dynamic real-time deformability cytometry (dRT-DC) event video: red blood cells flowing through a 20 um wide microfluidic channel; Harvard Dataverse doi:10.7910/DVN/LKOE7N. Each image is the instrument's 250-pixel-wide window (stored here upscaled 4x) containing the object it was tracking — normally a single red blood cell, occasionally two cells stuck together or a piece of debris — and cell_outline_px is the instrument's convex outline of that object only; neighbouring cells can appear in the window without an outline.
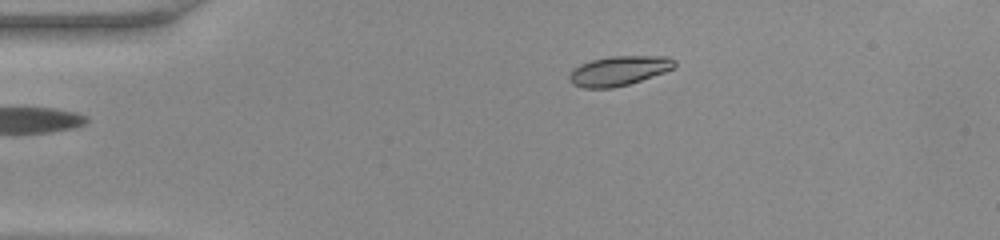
{"species": "common noctule bat (a hibernating species)", "species_latin": "Nyctalus noctula", "temperature_condition": "warm", "stored_images_in_passage": 34, "camera_frame_rate_fps": 3000, "um_per_image_px": 0.085, "animal": {"sex": "female", "body_mass_g": 22.0, "forearm_length_mm": 56.7}, "frame": {"image": 1, "passage_image": 1, "time_ms": 0.0, "image_size_px": [1000, 240], "cell_outline_px": [[676, 64], [672, 68], [664, 72], [628, 84], [612, 88], [584, 88], [572, 84], [568, 76], [580, 64], [592, 60], [612, 56], [668, 56], [676, 60]], "centroid_in_image_um": [52.61, 6.01], "position_along_channel_um": 32.4, "area_um2": 17.92}}
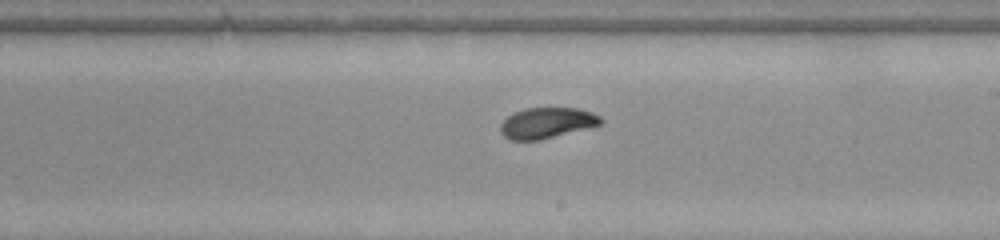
{"frame": {"image": 2, "passage_image": 19, "time_ms": 6.0, "image_size_px": [1000, 240], "cell_outline_px": [[604, 120], [600, 124], [540, 140], [508, 140], [500, 132], [500, 124], [508, 116], [524, 108], [576, 108], [592, 112], [600, 116]], "centroid_in_image_um": [46.45, 10.45], "position_along_channel_um": 242.5, "area_um2": 17.8}}
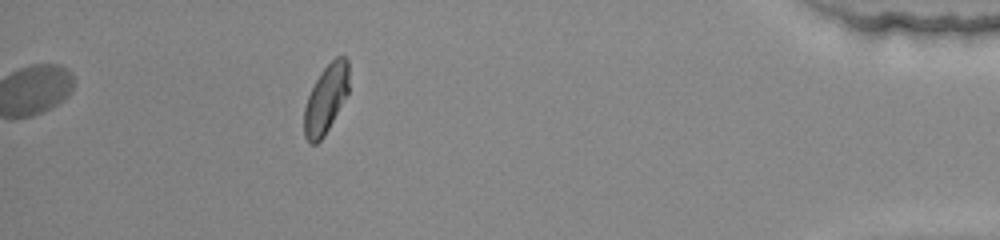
{"frame": {"image": 3, "passage_image": 34, "time_ms": 11.0, "image_size_px": [1000, 240], "cell_outline_px": [[348, 92], [324, 136], [316, 144], [312, 144], [304, 136], [304, 108], [308, 96], [320, 72], [336, 56], [344, 56], [348, 60]], "centroid_in_image_um": [27.69, 8.41], "position_along_channel_um": 407.5, "area_um2": 17.57}}